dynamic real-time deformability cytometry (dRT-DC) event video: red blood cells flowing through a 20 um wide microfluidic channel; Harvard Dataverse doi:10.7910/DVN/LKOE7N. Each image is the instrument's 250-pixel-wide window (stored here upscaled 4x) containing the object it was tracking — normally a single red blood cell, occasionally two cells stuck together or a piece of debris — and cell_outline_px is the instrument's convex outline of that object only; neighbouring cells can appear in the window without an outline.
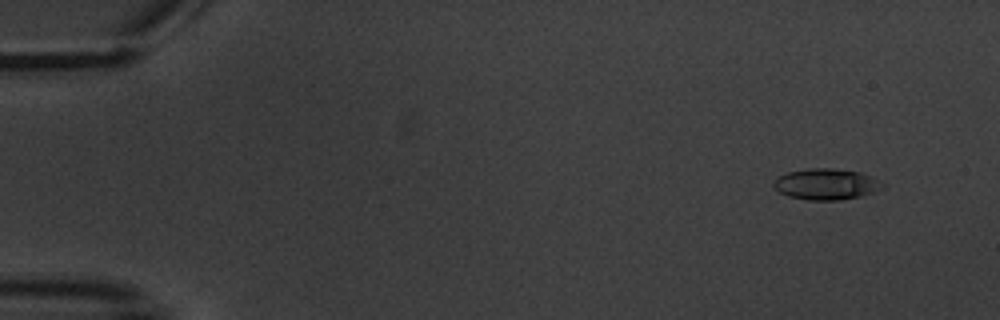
{"species": "common noctule bat (a hibernating species)", "species_latin": "Nyctalus noctula", "temperature_condition": "warm", "stored_images_in_passage": 5, "camera_frame_rate_fps": 3000, "um_per_image_px": 0.085, "animal": {"sex": "male", "body_mass_g": 20.1, "forearm_length_mm": 53.5}, "frame": {"image": 1, "passage_image": 1, "time_ms": 0.0, "image_size_px": [1000, 320], "cell_outline_px": [[884, 188], [860, 196], [840, 200], [808, 200], [788, 196], [780, 192], [772, 184], [780, 176], [788, 172], [812, 168], [832, 168], [860, 172], [872, 176], [884, 184]], "centroid_in_image_um": [70.25, 15.65], "position_along_channel_um": 14.7, "area_um2": 19.54}}
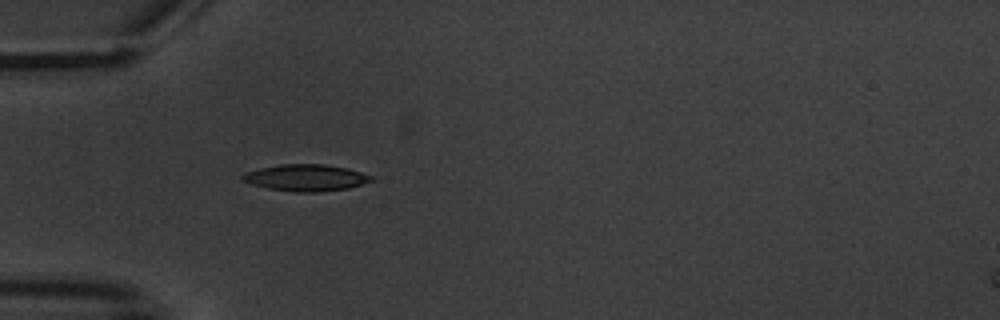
{"frame": {"image": 2, "passage_image": 5, "time_ms": 4.667, "image_size_px": [1000, 320], "cell_outline_px": [[376, 180], [348, 188], [316, 192], [296, 192], [268, 188], [252, 184], [240, 180], [240, 176], [244, 172], [260, 168], [280, 164], [324, 164], [344, 168], [376, 176]], "centroid_in_image_um": [26.0, 15.1], "position_along_channel_um": 59.0, "area_um2": 20.06}}